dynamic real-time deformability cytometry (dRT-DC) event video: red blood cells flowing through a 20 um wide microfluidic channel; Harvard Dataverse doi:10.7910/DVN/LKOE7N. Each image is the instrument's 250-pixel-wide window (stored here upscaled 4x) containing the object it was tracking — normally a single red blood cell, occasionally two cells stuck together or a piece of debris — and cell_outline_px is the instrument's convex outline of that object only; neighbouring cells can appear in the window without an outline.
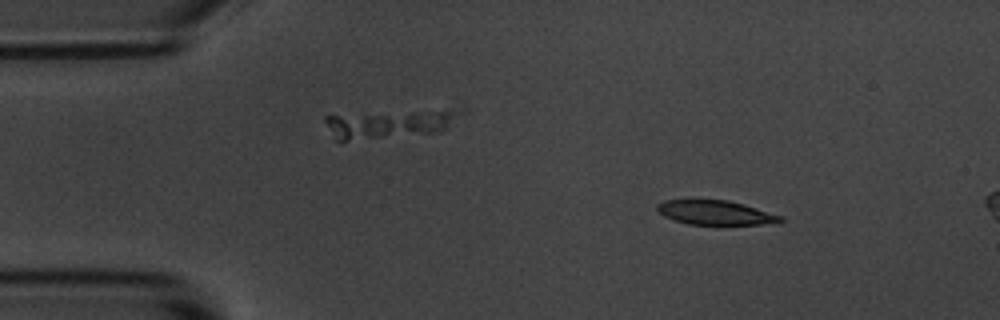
{"species": "common noctule bat (a hibernating species)", "species_latin": "Nyctalus noctula", "temperature_condition": "room temperature", "stored_images_in_passage": 3, "camera_frame_rate_fps": 3000, "um_per_image_px": 0.085, "animal": {"sex": "male", "body_mass_g": 20.1, "forearm_length_mm": 53.5}, "frame": {"image": 1, "passage_image": 1, "time_ms": 0.0, "image_size_px": [1000, 320], "cell_outline_px": [[784, 220], [760, 224], [688, 224], [664, 216], [656, 208], [656, 204], [664, 200], [692, 196], [728, 200], [744, 204], [784, 216]], "centroid_in_image_um": [60.71, 18.0], "position_along_channel_um": 24.3, "area_um2": 18.15}}